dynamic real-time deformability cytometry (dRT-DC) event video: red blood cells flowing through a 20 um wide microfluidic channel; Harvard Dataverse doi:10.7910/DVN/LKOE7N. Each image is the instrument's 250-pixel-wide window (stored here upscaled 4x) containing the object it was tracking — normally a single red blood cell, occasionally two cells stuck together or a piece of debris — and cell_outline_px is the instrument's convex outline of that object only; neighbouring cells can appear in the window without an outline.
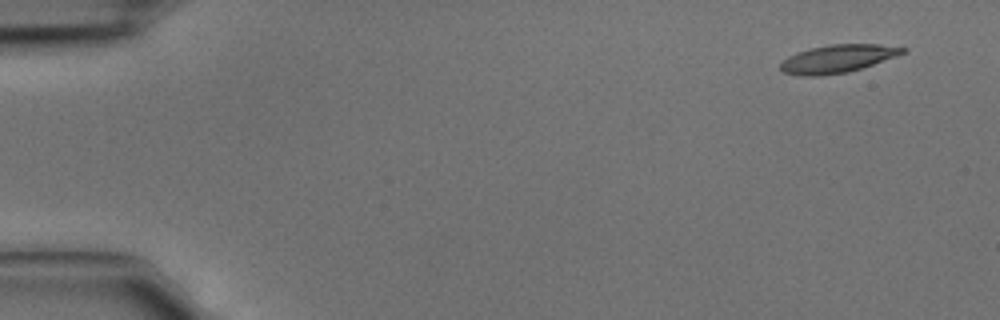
{"species": "common noctule bat (a hibernating species)", "species_latin": "Nyctalus noctula", "temperature_condition": "cold", "stored_images_in_passage": 5, "camera_frame_rate_fps": 3000, "um_per_image_px": 0.085, "animal": {"sex": "male", "body_mass_g": 15.6}, "frame": {"image": 1, "passage_image": 1, "time_ms": 0.0, "image_size_px": [1000, 320], "cell_outline_px": [[908, 48], [904, 52], [896, 56], [848, 72], [820, 76], [800, 76], [784, 72], [780, 68], [780, 64], [788, 56], [796, 52], [828, 44], [880, 44]], "centroid_in_image_um": [71.17, 4.99], "position_along_channel_um": 13.8, "area_um2": 19.77}}
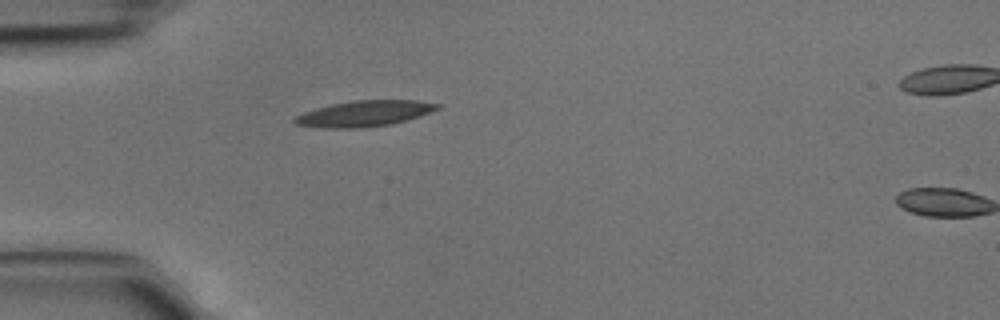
{"frame": {"image": 2, "passage_image": 4, "time_ms": 1.0, "image_size_px": [1000, 320], "cell_outline_px": [[440, 108], [420, 116], [392, 124], [364, 128], [324, 128], [296, 124], [292, 120], [296, 116], [304, 112], [316, 108], [332, 104], [352, 100], [420, 100], [440, 104]], "centroid_in_image_um": [30.99, 9.65], "position_along_channel_um": 54.0, "area_um2": 21.56}}